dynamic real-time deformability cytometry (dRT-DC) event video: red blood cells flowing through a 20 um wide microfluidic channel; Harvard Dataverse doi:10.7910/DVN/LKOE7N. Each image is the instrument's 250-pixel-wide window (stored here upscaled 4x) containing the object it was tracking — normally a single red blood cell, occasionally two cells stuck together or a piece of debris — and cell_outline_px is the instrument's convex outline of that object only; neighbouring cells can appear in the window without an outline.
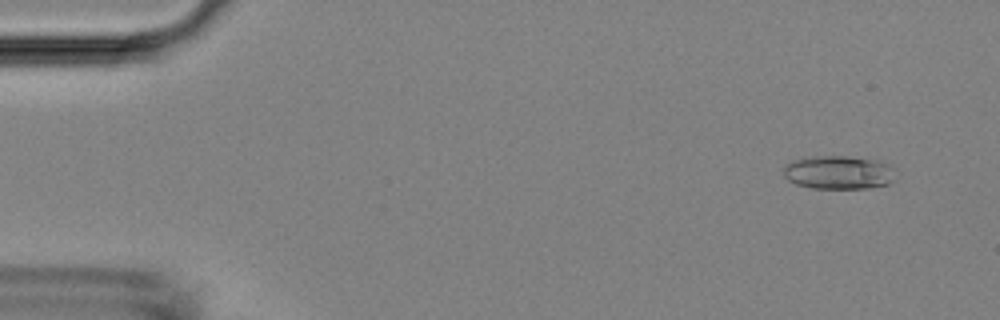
{"species": "Egyptian fruit bat (a non-hibernating species)", "species_latin": "Rousettus aegyptiacus", "temperature_condition": "room temperature", "stored_images_in_passage": 4, "camera_frame_rate_fps": 3000, "um_per_image_px": 0.085, "animal": {"sex": "female"}, "frame": {"image": 1, "passage_image": 1, "time_ms": 0.0, "image_size_px": [1000, 320], "cell_outline_px": [[896, 168], [892, 180], [888, 184], [868, 188], [812, 188], [796, 184], [788, 180], [784, 176], [784, 164], [792, 160], [812, 156], [848, 156], [880, 160]], "centroid_in_image_um": [71.28, 14.64], "position_along_channel_um": 13.7, "area_um2": 22.14}}
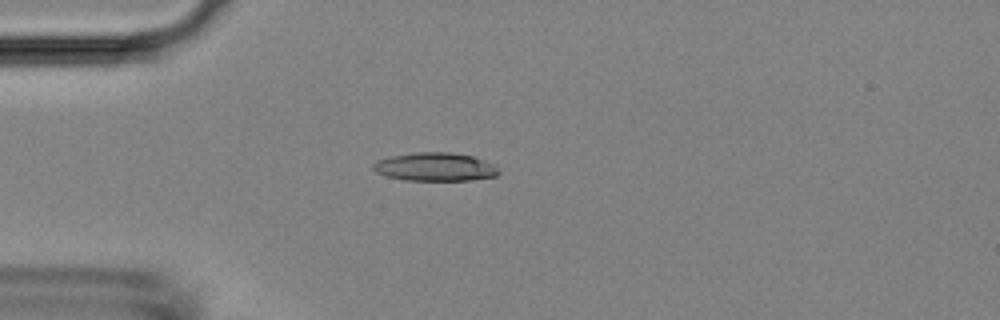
{"frame": {"image": 2, "passage_image": 4, "time_ms": 3.333, "image_size_px": [1000, 320], "cell_outline_px": [[500, 172], [496, 176], [468, 180], [404, 180], [388, 176], [376, 172], [372, 168], [372, 164], [376, 160], [388, 156], [412, 152], [452, 152], [472, 156], [484, 160], [492, 164]], "centroid_in_image_um": [36.93, 14.17], "position_along_channel_um": 48.1, "area_um2": 20.81}}